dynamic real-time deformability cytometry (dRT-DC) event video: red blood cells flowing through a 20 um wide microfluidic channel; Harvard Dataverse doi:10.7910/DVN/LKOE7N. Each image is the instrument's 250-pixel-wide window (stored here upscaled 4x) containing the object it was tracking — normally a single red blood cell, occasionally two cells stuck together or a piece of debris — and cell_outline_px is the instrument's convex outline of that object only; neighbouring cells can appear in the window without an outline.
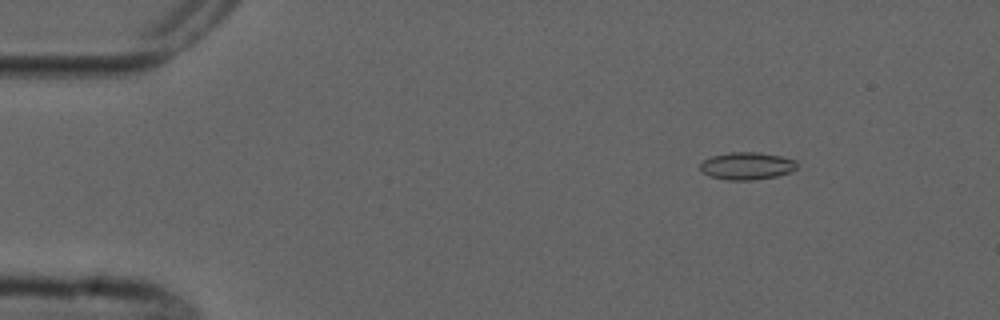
{"species": "common noctule bat (a hibernating species)", "species_latin": "Nyctalus noctula", "temperature_condition": "cold", "stored_images_in_passage": 6, "camera_frame_rate_fps": 3000, "um_per_image_px": 0.085, "animal": {"sex": "male", "forearm_length_mm": 52.5}, "frame": {"image": 1, "passage_image": 2, "time_ms": 1.667, "image_size_px": [1000, 320], "cell_outline_px": [[796, 168], [788, 172], [776, 176], [752, 180], [728, 180], [708, 176], [700, 168], [700, 164], [704, 160], [712, 156], [728, 152], [756, 152], [780, 156], [796, 160]], "centroid_in_image_um": [63.46, 14.1], "position_along_channel_um": 21.5, "area_um2": 15.32}}
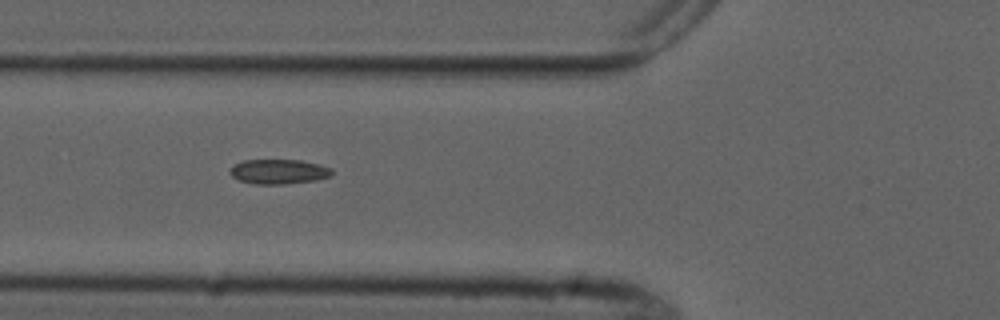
{"frame": {"image": 2, "passage_image": 6, "time_ms": 6.0, "image_size_px": [1000, 320], "cell_outline_px": [[332, 176], [316, 180], [284, 184], [256, 184], [240, 180], [232, 176], [232, 164], [244, 160], [300, 160], [320, 164], [332, 168]], "centroid_in_image_um": [23.74, 14.58], "position_along_channel_um": 102.1, "area_um2": 14.62}}